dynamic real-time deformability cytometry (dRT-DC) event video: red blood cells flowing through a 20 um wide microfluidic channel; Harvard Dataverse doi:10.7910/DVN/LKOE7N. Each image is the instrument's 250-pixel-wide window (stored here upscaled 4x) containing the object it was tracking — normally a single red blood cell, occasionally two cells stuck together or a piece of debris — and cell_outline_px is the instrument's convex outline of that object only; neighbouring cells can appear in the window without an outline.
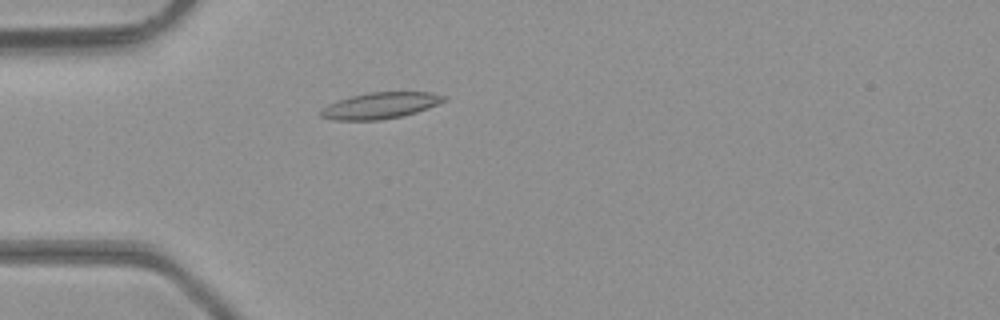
{"species": "common noctule bat (a hibernating species)", "species_latin": "Nyctalus noctula", "temperature_condition": "room temperature", "stored_images_in_passage": 1, "camera_frame_rate_fps": 3000, "um_per_image_px": 0.085, "animal": {"sex": "male", "body_mass_g": 23.1, "forearm_length_mm": 52.7}, "frame": {"image": 1, "passage_image": 1, "time_ms": 0.0, "image_size_px": [1000, 320], "cell_outline_px": [[448, 100], [428, 108], [416, 112], [400, 116], [380, 120], [336, 120], [320, 116], [320, 112], [328, 104], [352, 96], [368, 92], [432, 92], [448, 96]], "centroid_in_image_um": [32.39, 8.96], "position_along_channel_um": 52.6, "area_um2": 18.73}}